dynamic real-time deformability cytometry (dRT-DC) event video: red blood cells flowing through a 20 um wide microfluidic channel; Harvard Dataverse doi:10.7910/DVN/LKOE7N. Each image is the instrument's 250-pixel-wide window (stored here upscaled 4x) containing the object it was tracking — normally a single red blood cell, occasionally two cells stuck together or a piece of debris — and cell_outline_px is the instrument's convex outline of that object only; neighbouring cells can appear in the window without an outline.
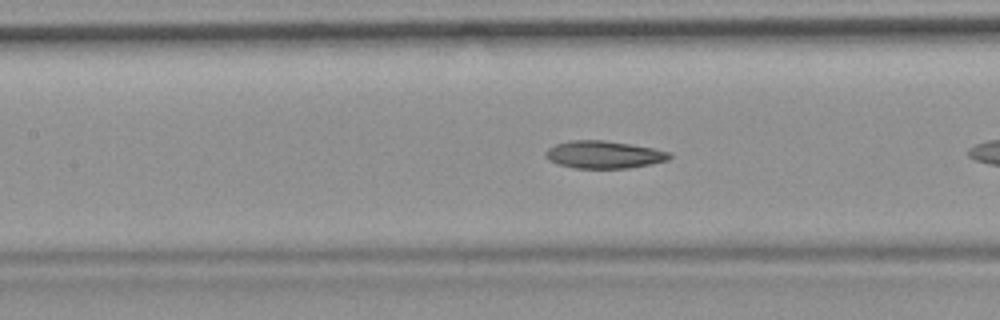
{"species": "common noctule bat (a hibernating species)", "species_latin": "Nyctalus noctula", "temperature_condition": "room temperature", "stored_images_in_passage": 10, "camera_frame_rate_fps": 3000, "um_per_image_px": 0.085, "animal": {"sex": "female", "body_mass_g": 19.9}, "frame": {"image": 1, "passage_image": 9, "time_ms": 2.667, "image_size_px": [1000, 320], "cell_outline_px": [[672, 156], [668, 160], [628, 168], [572, 168], [556, 164], [548, 160], [544, 156], [544, 152], [548, 148], [556, 144], [568, 140], [604, 140], [632, 144], [672, 152]], "centroid_in_image_um": [51.29, 13.14], "position_along_channel_um": 156.1, "area_um2": 20.06}}